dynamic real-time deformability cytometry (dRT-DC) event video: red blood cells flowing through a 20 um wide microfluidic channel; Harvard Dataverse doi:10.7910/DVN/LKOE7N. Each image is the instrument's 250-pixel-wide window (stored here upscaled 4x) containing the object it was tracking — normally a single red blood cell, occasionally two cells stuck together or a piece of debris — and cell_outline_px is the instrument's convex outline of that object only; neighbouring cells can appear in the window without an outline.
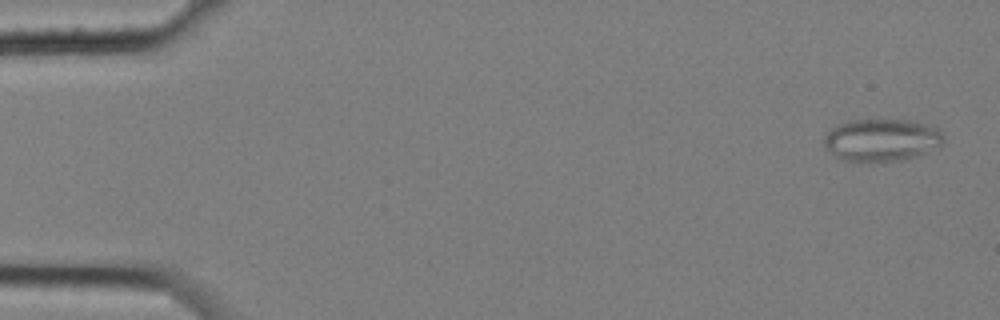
{"species": "common noctule bat (a hibernating species)", "species_latin": "Nyctalus noctula", "temperature_condition": "cold", "stored_images_in_passage": 7, "camera_frame_rate_fps": 3000, "um_per_image_px": 0.085, "animal": {"sex": "female", "body_mass_g": 25.1}, "frame": {"image": 1, "passage_image": 1, "time_ms": 0.0, "image_size_px": [1000, 320], "cell_outline_px": [[944, 140], [940, 144], [924, 152], [900, 160], [840, 160], [824, 144], [824, 136], [836, 124], [848, 120], [912, 120], [940, 128]], "centroid_in_image_um": [74.92, 11.85], "position_along_channel_um": 10.1, "area_um2": 28.9}}
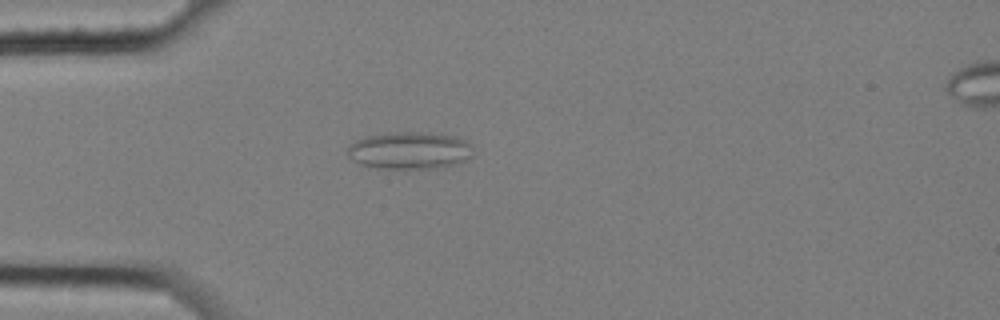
{"frame": {"image": 2, "passage_image": 5, "time_ms": 1.333, "image_size_px": [1000, 320], "cell_outline_px": [[472, 156], [464, 160], [452, 164], [432, 168], [380, 168], [360, 164], [348, 156], [348, 148], [356, 140], [368, 136], [392, 132], [428, 132], [456, 136], [472, 144]], "centroid_in_image_um": [34.83, 12.77], "position_along_channel_um": 50.2, "area_um2": 26.99}}